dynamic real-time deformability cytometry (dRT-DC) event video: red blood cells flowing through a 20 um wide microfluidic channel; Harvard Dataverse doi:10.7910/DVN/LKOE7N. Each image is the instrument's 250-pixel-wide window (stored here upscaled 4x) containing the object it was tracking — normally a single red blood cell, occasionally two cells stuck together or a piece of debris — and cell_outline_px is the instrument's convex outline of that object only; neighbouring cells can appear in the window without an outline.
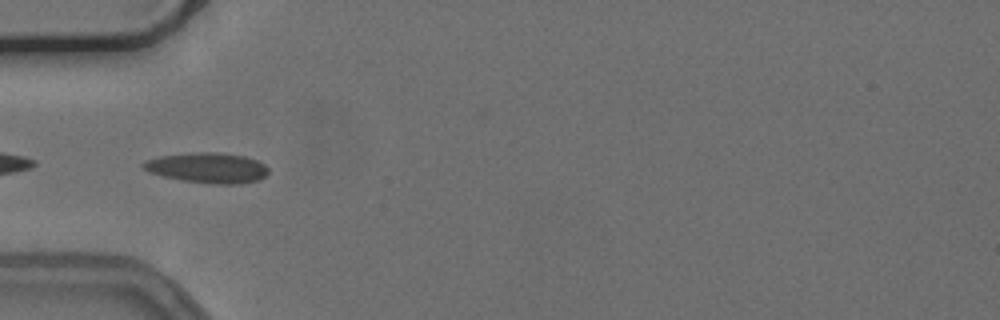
{"species": "common noctule bat (a hibernating species)", "species_latin": "Nyctalus noctula", "temperature_condition": "cold", "stored_images_in_passage": 18, "camera_frame_rate_fps": 3000, "um_per_image_px": 0.085, "animal": {"sex": "female", "body_mass_g": 24.6, "forearm_length_mm": 56.2}, "frame": {"image": 1, "passage_image": 3, "time_ms": 0.667, "image_size_px": [1000, 320], "cell_outline_px": [[268, 172], [260, 180], [240, 184], [216, 184], [180, 180], [148, 172], [140, 164], [144, 160], [160, 156], [196, 152], [216, 152], [244, 156], [256, 160], [264, 164], [268, 168]], "centroid_in_image_um": [17.63, 14.27], "position_along_channel_um": 67.4, "area_um2": 22.14}}